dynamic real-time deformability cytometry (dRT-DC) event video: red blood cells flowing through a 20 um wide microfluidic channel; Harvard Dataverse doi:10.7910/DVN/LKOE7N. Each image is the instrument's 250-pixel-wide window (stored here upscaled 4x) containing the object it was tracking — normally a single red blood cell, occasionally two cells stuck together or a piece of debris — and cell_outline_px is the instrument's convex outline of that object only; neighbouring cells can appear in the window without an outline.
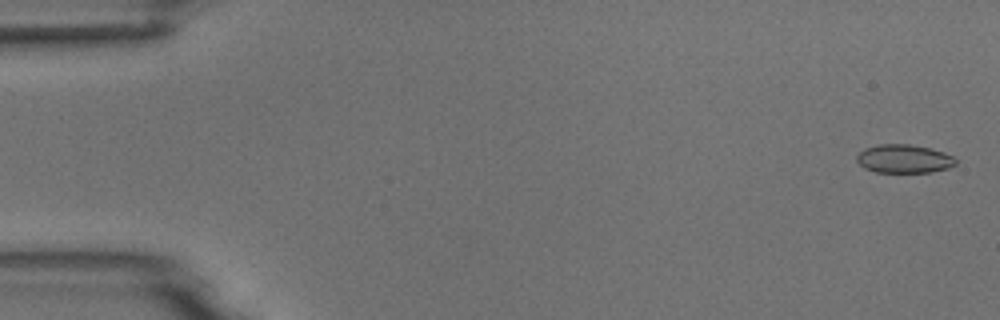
{"species": "common noctule bat (a hibernating species)", "species_latin": "Nyctalus noctula", "temperature_condition": "room temperature", "stored_images_in_passage": 6, "segment_of_instrument_passage": [1, 2], "camera_frame_rate_fps": 3000, "um_per_image_px": 0.085, "animal": {"sex": "male", "body_mass_g": 18.8}, "frame": {"image": 1, "passage_image": 1, "time_ms": 0.0, "image_size_px": [1000, 320], "cell_outline_px": [[956, 164], [948, 168], [932, 172], [876, 172], [864, 168], [856, 160], [856, 156], [864, 148], [880, 144], [908, 144], [928, 148], [944, 152], [952, 156], [956, 160]], "centroid_in_image_um": [76.82, 13.5], "position_along_channel_um": 8.2, "area_um2": 16.36}}